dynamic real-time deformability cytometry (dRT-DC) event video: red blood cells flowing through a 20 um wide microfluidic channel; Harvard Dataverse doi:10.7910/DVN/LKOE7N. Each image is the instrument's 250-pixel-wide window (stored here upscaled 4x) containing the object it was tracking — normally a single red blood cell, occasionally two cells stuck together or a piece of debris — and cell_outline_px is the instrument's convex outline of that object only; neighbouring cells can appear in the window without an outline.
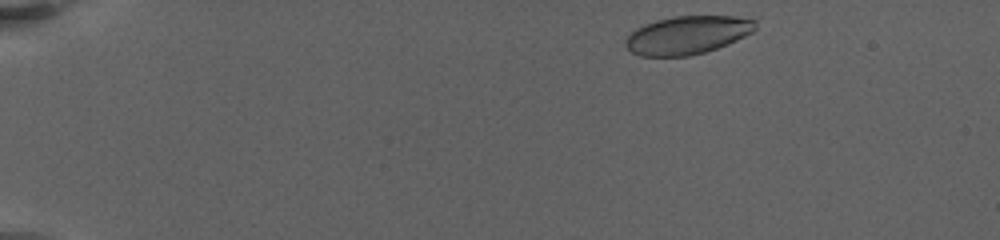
{"species": "human", "species_latin": "Homo sapiens", "temperature_condition": "warm", "stored_images_in_passage": 8, "camera_frame_rate_fps": 3000, "um_per_image_px": 0.085, "donor": {"sex": "female"}, "frame": {"image": 1, "passage_image": 1, "time_ms": 0.0, "image_size_px": [1000, 240], "cell_outline_px": [[756, 28], [752, 32], [728, 44], [704, 52], [688, 56], [640, 56], [632, 52], [624, 44], [624, 40], [636, 28], [644, 24], [656, 20], [672, 16], [732, 16], [756, 20]], "centroid_in_image_um": [58.41, 2.97], "position_along_channel_um": 26.6, "area_um2": 28.84}}
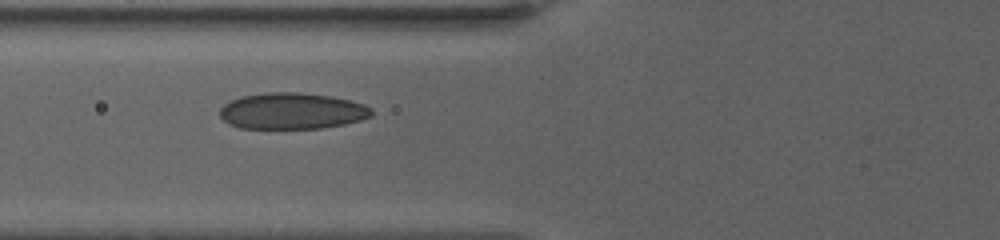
{"frame": {"image": 2, "passage_image": 7, "time_ms": 6.0, "image_size_px": [1000, 240], "cell_outline_px": [[372, 116], [360, 120], [344, 124], [324, 128], [240, 128], [228, 124], [220, 116], [220, 108], [224, 104], [240, 96], [268, 92], [300, 92], [332, 96], [364, 104], [372, 108]], "centroid_in_image_um": [24.82, 9.43], "position_along_channel_um": 101.0, "area_um2": 32.19}}
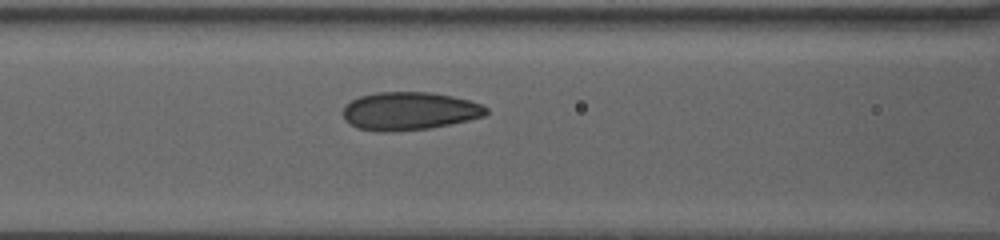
{"frame": {"image": 3, "passage_image": 8, "time_ms": 7.0, "image_size_px": [1000, 240], "cell_outline_px": [[488, 112], [484, 116], [468, 120], [428, 128], [388, 132], [380, 132], [356, 128], [344, 120], [344, 104], [360, 96], [376, 92], [428, 92], [452, 96], [468, 100], [480, 104], [488, 108]], "centroid_in_image_um": [34.76, 9.44], "position_along_channel_um": 131.8, "area_um2": 31.67}}